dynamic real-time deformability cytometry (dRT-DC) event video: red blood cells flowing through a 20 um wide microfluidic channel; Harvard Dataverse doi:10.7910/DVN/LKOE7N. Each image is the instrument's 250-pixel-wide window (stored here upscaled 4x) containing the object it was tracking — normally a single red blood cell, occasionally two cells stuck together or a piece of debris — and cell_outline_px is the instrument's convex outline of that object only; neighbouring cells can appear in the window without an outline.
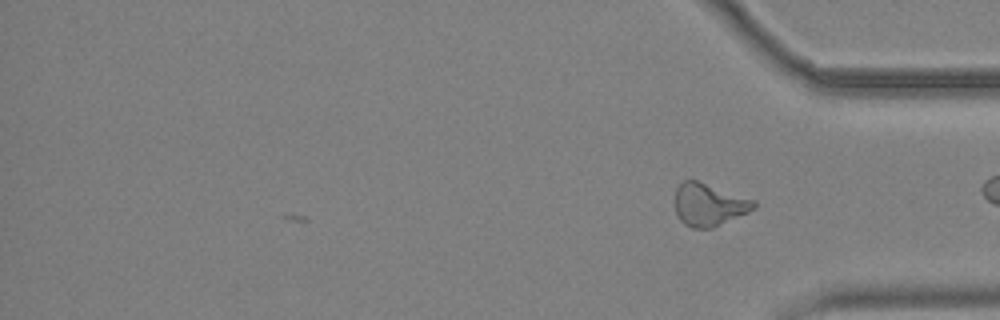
{"species": "common noctule bat (a hibernating species)", "species_latin": "Nyctalus noctula", "temperature_condition": "cold", "stored_images_in_passage": 44, "camera_frame_rate_fps": 3000, "um_per_image_px": 0.085, "animal": {"sex": "male", "body_mass_g": 19.2, "forearm_length_mm": 51.8}, "frame": {"image": 1, "passage_image": 44, "time_ms": 14.333, "image_size_px": [1000, 320], "cell_outline_px": [[756, 208], [748, 212], [712, 228], [692, 228], [684, 224], [680, 220], [676, 212], [676, 188], [684, 180], [696, 180], [756, 200]], "centroid_in_image_um": [60.27, 17.4], "position_along_channel_um": 374.9, "area_um2": 19.42}}